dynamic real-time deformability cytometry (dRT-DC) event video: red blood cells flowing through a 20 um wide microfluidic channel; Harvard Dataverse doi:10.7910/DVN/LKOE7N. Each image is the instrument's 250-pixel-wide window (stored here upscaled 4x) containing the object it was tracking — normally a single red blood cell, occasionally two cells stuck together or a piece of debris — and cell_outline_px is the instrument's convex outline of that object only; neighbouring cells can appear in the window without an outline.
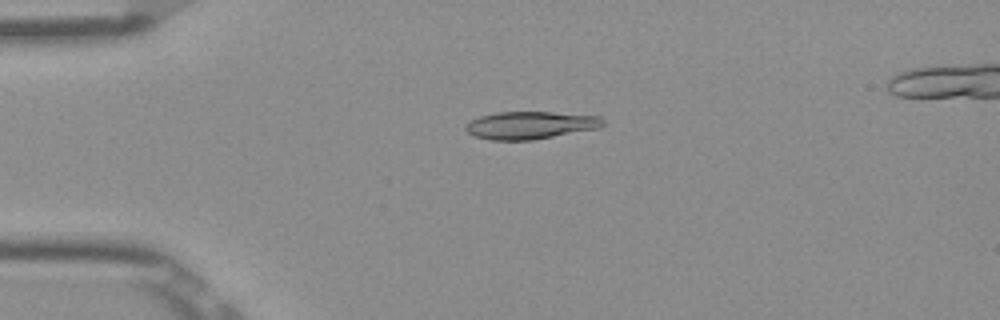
{"species": "Egyptian fruit bat (a non-hibernating species)", "species_latin": "Rousettus aegyptiacus", "temperature_condition": "room temperature", "stored_images_in_passage": 47, "segment_of_instrument_passage": [1, 2], "camera_frame_rate_fps": 3000, "um_per_image_px": 0.085, "frame": {"image": 1, "passage_image": 6, "time_ms": 1.667, "image_size_px": [1000, 320], "cell_outline_px": [[604, 124], [600, 128], [532, 140], [492, 140], [472, 136], [464, 128], [464, 124], [480, 116], [496, 112], [552, 112], [600, 116], [604, 120]], "centroid_in_image_um": [45.06, 10.64], "position_along_channel_um": 39.9, "area_um2": 22.2}}
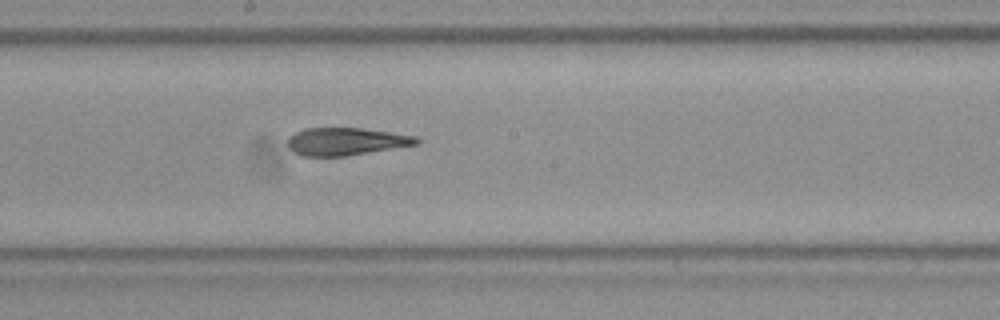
{"frame": {"image": 2, "passage_image": 22, "time_ms": 7.0, "image_size_px": [1000, 320], "cell_outline_px": [[420, 144], [344, 156], [300, 156], [288, 148], [288, 136], [304, 128], [364, 128], [416, 136], [420, 140]], "centroid_in_image_um": [29.4, 12.02], "position_along_channel_um": 218.8, "area_um2": 20.81}}
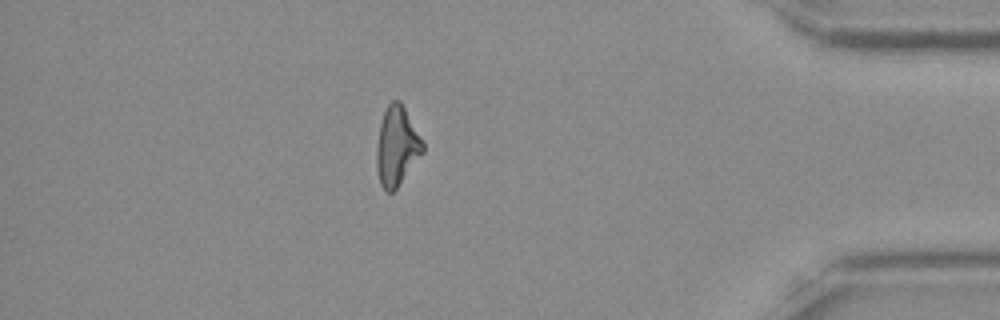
{"frame": {"image": 3, "passage_image": 39, "time_ms": 12.667, "image_size_px": [1000, 320], "cell_outline_px": [[424, 152], [396, 188], [392, 192], [384, 192], [380, 184], [376, 168], [376, 148], [380, 124], [384, 112], [388, 104], [392, 100], [400, 100], [424, 144]], "centroid_in_image_um": [33.71, 12.45], "position_along_channel_um": 401.5, "area_um2": 21.15}}